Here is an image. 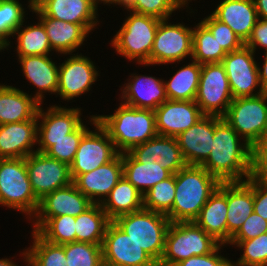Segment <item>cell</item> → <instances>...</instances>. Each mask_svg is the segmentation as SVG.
I'll return each mask as SVG.
<instances>
[{"mask_svg": "<svg viewBox=\"0 0 267 266\" xmlns=\"http://www.w3.org/2000/svg\"><path fill=\"white\" fill-rule=\"evenodd\" d=\"M253 155L254 148L224 118L214 116L212 149L201 166L220 182L245 181L253 175Z\"/></svg>", "mask_w": 267, "mask_h": 266, "instance_id": "6da1fadb", "label": "cell"}, {"mask_svg": "<svg viewBox=\"0 0 267 266\" xmlns=\"http://www.w3.org/2000/svg\"><path fill=\"white\" fill-rule=\"evenodd\" d=\"M174 175L175 200L166 216L171 222H193L221 182L197 165H186Z\"/></svg>", "mask_w": 267, "mask_h": 266, "instance_id": "7a4b0ae2", "label": "cell"}, {"mask_svg": "<svg viewBox=\"0 0 267 266\" xmlns=\"http://www.w3.org/2000/svg\"><path fill=\"white\" fill-rule=\"evenodd\" d=\"M96 118L119 153L129 152L134 146L158 135L155 112L150 109H138L120 103L114 114H96Z\"/></svg>", "mask_w": 267, "mask_h": 266, "instance_id": "3957f363", "label": "cell"}, {"mask_svg": "<svg viewBox=\"0 0 267 266\" xmlns=\"http://www.w3.org/2000/svg\"><path fill=\"white\" fill-rule=\"evenodd\" d=\"M121 28L111 40V45L117 54L129 61L150 66V55L153 48L155 34L160 20L129 11Z\"/></svg>", "mask_w": 267, "mask_h": 266, "instance_id": "277c9868", "label": "cell"}, {"mask_svg": "<svg viewBox=\"0 0 267 266\" xmlns=\"http://www.w3.org/2000/svg\"><path fill=\"white\" fill-rule=\"evenodd\" d=\"M113 222L157 263L160 262L164 253L166 233L171 223L165 214L143 208L119 216Z\"/></svg>", "mask_w": 267, "mask_h": 266, "instance_id": "5b68a950", "label": "cell"}, {"mask_svg": "<svg viewBox=\"0 0 267 266\" xmlns=\"http://www.w3.org/2000/svg\"><path fill=\"white\" fill-rule=\"evenodd\" d=\"M39 203L29 181L25 158H0V205L25 213L32 221Z\"/></svg>", "mask_w": 267, "mask_h": 266, "instance_id": "8992f818", "label": "cell"}, {"mask_svg": "<svg viewBox=\"0 0 267 266\" xmlns=\"http://www.w3.org/2000/svg\"><path fill=\"white\" fill-rule=\"evenodd\" d=\"M219 244L194 222H171L158 266H173L189 257L209 254Z\"/></svg>", "mask_w": 267, "mask_h": 266, "instance_id": "52a82bcc", "label": "cell"}, {"mask_svg": "<svg viewBox=\"0 0 267 266\" xmlns=\"http://www.w3.org/2000/svg\"><path fill=\"white\" fill-rule=\"evenodd\" d=\"M222 118L255 148L267 137V92L233 98Z\"/></svg>", "mask_w": 267, "mask_h": 266, "instance_id": "ba28073f", "label": "cell"}, {"mask_svg": "<svg viewBox=\"0 0 267 266\" xmlns=\"http://www.w3.org/2000/svg\"><path fill=\"white\" fill-rule=\"evenodd\" d=\"M233 100L228 77L221 63L203 64L195 102L204 115L223 117Z\"/></svg>", "mask_w": 267, "mask_h": 266, "instance_id": "9c48e42d", "label": "cell"}, {"mask_svg": "<svg viewBox=\"0 0 267 266\" xmlns=\"http://www.w3.org/2000/svg\"><path fill=\"white\" fill-rule=\"evenodd\" d=\"M89 120L95 130H89L80 141L74 161L70 165L72 180L112 161L119 154L108 133L97 122L96 115L90 116Z\"/></svg>", "mask_w": 267, "mask_h": 266, "instance_id": "30bf717a", "label": "cell"}, {"mask_svg": "<svg viewBox=\"0 0 267 266\" xmlns=\"http://www.w3.org/2000/svg\"><path fill=\"white\" fill-rule=\"evenodd\" d=\"M168 21L169 19L160 20L151 50L150 65L178 63L188 56L192 57L193 28Z\"/></svg>", "mask_w": 267, "mask_h": 266, "instance_id": "8fae6325", "label": "cell"}, {"mask_svg": "<svg viewBox=\"0 0 267 266\" xmlns=\"http://www.w3.org/2000/svg\"><path fill=\"white\" fill-rule=\"evenodd\" d=\"M254 57L255 53L244 45L239 50L227 53L222 59L221 64L228 77L233 98L253 97L264 93L259 80V65ZM256 89L259 90L255 91Z\"/></svg>", "mask_w": 267, "mask_h": 266, "instance_id": "7c38bea8", "label": "cell"}, {"mask_svg": "<svg viewBox=\"0 0 267 266\" xmlns=\"http://www.w3.org/2000/svg\"><path fill=\"white\" fill-rule=\"evenodd\" d=\"M25 163L32 190L39 200L73 182L70 166L46 153L36 151L25 158Z\"/></svg>", "mask_w": 267, "mask_h": 266, "instance_id": "4fadbf2b", "label": "cell"}, {"mask_svg": "<svg viewBox=\"0 0 267 266\" xmlns=\"http://www.w3.org/2000/svg\"><path fill=\"white\" fill-rule=\"evenodd\" d=\"M104 266H158V263L111 221L102 243Z\"/></svg>", "mask_w": 267, "mask_h": 266, "instance_id": "5bb4252c", "label": "cell"}, {"mask_svg": "<svg viewBox=\"0 0 267 266\" xmlns=\"http://www.w3.org/2000/svg\"><path fill=\"white\" fill-rule=\"evenodd\" d=\"M71 55L59 65L57 95L65 101L89 92L99 75L90 58L82 53Z\"/></svg>", "mask_w": 267, "mask_h": 266, "instance_id": "9a60e30c", "label": "cell"}, {"mask_svg": "<svg viewBox=\"0 0 267 266\" xmlns=\"http://www.w3.org/2000/svg\"><path fill=\"white\" fill-rule=\"evenodd\" d=\"M93 203L84 196L72 182L56 189L40 199L32 231H38L51 217L71 215L77 217Z\"/></svg>", "mask_w": 267, "mask_h": 266, "instance_id": "2e32d148", "label": "cell"}, {"mask_svg": "<svg viewBox=\"0 0 267 266\" xmlns=\"http://www.w3.org/2000/svg\"><path fill=\"white\" fill-rule=\"evenodd\" d=\"M154 112L158 135L175 138L204 116L195 101L185 100L167 99Z\"/></svg>", "mask_w": 267, "mask_h": 266, "instance_id": "e0dca14e", "label": "cell"}, {"mask_svg": "<svg viewBox=\"0 0 267 266\" xmlns=\"http://www.w3.org/2000/svg\"><path fill=\"white\" fill-rule=\"evenodd\" d=\"M122 177L123 160L119 153L112 161L78 175L73 183L93 204H101Z\"/></svg>", "mask_w": 267, "mask_h": 266, "instance_id": "ac0fdd59", "label": "cell"}, {"mask_svg": "<svg viewBox=\"0 0 267 266\" xmlns=\"http://www.w3.org/2000/svg\"><path fill=\"white\" fill-rule=\"evenodd\" d=\"M37 115L27 121L0 125V158H26L36 152Z\"/></svg>", "mask_w": 267, "mask_h": 266, "instance_id": "d6986e66", "label": "cell"}, {"mask_svg": "<svg viewBox=\"0 0 267 266\" xmlns=\"http://www.w3.org/2000/svg\"><path fill=\"white\" fill-rule=\"evenodd\" d=\"M127 82L120 89L121 103L127 106L155 111L167 100L163 79L135 73Z\"/></svg>", "mask_w": 267, "mask_h": 266, "instance_id": "ffe728a7", "label": "cell"}, {"mask_svg": "<svg viewBox=\"0 0 267 266\" xmlns=\"http://www.w3.org/2000/svg\"><path fill=\"white\" fill-rule=\"evenodd\" d=\"M129 153L137 161L159 163L171 174L187 165L175 137L156 135L149 141L134 146Z\"/></svg>", "mask_w": 267, "mask_h": 266, "instance_id": "44dd1931", "label": "cell"}, {"mask_svg": "<svg viewBox=\"0 0 267 266\" xmlns=\"http://www.w3.org/2000/svg\"><path fill=\"white\" fill-rule=\"evenodd\" d=\"M214 137V116L204 115L176 137L187 165L201 166L210 155Z\"/></svg>", "mask_w": 267, "mask_h": 266, "instance_id": "7402d4cb", "label": "cell"}, {"mask_svg": "<svg viewBox=\"0 0 267 266\" xmlns=\"http://www.w3.org/2000/svg\"><path fill=\"white\" fill-rule=\"evenodd\" d=\"M37 7L47 17L79 24L88 33L99 24L98 8L92 0H43Z\"/></svg>", "mask_w": 267, "mask_h": 266, "instance_id": "603a6c76", "label": "cell"}, {"mask_svg": "<svg viewBox=\"0 0 267 266\" xmlns=\"http://www.w3.org/2000/svg\"><path fill=\"white\" fill-rule=\"evenodd\" d=\"M227 244L253 213L254 176L245 181L227 182Z\"/></svg>", "mask_w": 267, "mask_h": 266, "instance_id": "cb8c5ba5", "label": "cell"}, {"mask_svg": "<svg viewBox=\"0 0 267 266\" xmlns=\"http://www.w3.org/2000/svg\"><path fill=\"white\" fill-rule=\"evenodd\" d=\"M41 106L42 104L37 112V140H60L73 132L83 121L80 108L52 105L44 112Z\"/></svg>", "mask_w": 267, "mask_h": 266, "instance_id": "d4e9b609", "label": "cell"}, {"mask_svg": "<svg viewBox=\"0 0 267 266\" xmlns=\"http://www.w3.org/2000/svg\"><path fill=\"white\" fill-rule=\"evenodd\" d=\"M211 14L231 28L244 44L259 19L254 0H223Z\"/></svg>", "mask_w": 267, "mask_h": 266, "instance_id": "484cf974", "label": "cell"}, {"mask_svg": "<svg viewBox=\"0 0 267 266\" xmlns=\"http://www.w3.org/2000/svg\"><path fill=\"white\" fill-rule=\"evenodd\" d=\"M227 182H221L193 221L220 244L227 245Z\"/></svg>", "mask_w": 267, "mask_h": 266, "instance_id": "4316f807", "label": "cell"}, {"mask_svg": "<svg viewBox=\"0 0 267 266\" xmlns=\"http://www.w3.org/2000/svg\"><path fill=\"white\" fill-rule=\"evenodd\" d=\"M44 26L51 49L56 53L71 55L83 45L89 33L79 24L47 17L38 7L32 8Z\"/></svg>", "mask_w": 267, "mask_h": 266, "instance_id": "83f0119b", "label": "cell"}, {"mask_svg": "<svg viewBox=\"0 0 267 266\" xmlns=\"http://www.w3.org/2000/svg\"><path fill=\"white\" fill-rule=\"evenodd\" d=\"M25 79L38 89L33 96L39 104L45 97L43 93L57 94L59 66L50 55L18 57Z\"/></svg>", "mask_w": 267, "mask_h": 266, "instance_id": "f1b7e54d", "label": "cell"}, {"mask_svg": "<svg viewBox=\"0 0 267 266\" xmlns=\"http://www.w3.org/2000/svg\"><path fill=\"white\" fill-rule=\"evenodd\" d=\"M39 106L32 95L0 83V125L31 120Z\"/></svg>", "mask_w": 267, "mask_h": 266, "instance_id": "f546056e", "label": "cell"}, {"mask_svg": "<svg viewBox=\"0 0 267 266\" xmlns=\"http://www.w3.org/2000/svg\"><path fill=\"white\" fill-rule=\"evenodd\" d=\"M123 176L142 194L172 174L159 163L137 161L129 152L122 153Z\"/></svg>", "mask_w": 267, "mask_h": 266, "instance_id": "4dcf8cb0", "label": "cell"}, {"mask_svg": "<svg viewBox=\"0 0 267 266\" xmlns=\"http://www.w3.org/2000/svg\"><path fill=\"white\" fill-rule=\"evenodd\" d=\"M100 205L113 221L143 209V194L123 176Z\"/></svg>", "mask_w": 267, "mask_h": 266, "instance_id": "1f68e13d", "label": "cell"}, {"mask_svg": "<svg viewBox=\"0 0 267 266\" xmlns=\"http://www.w3.org/2000/svg\"><path fill=\"white\" fill-rule=\"evenodd\" d=\"M183 65L168 81L164 80L165 92L169 100L194 101L202 65L196 61Z\"/></svg>", "mask_w": 267, "mask_h": 266, "instance_id": "d6a6232c", "label": "cell"}, {"mask_svg": "<svg viewBox=\"0 0 267 266\" xmlns=\"http://www.w3.org/2000/svg\"><path fill=\"white\" fill-rule=\"evenodd\" d=\"M111 220L100 204H92L76 217V241L102 244Z\"/></svg>", "mask_w": 267, "mask_h": 266, "instance_id": "836d02e7", "label": "cell"}, {"mask_svg": "<svg viewBox=\"0 0 267 266\" xmlns=\"http://www.w3.org/2000/svg\"><path fill=\"white\" fill-rule=\"evenodd\" d=\"M83 123L60 140H37L38 148L36 150L70 166L74 161L82 137L89 131V128Z\"/></svg>", "mask_w": 267, "mask_h": 266, "instance_id": "e575fe53", "label": "cell"}, {"mask_svg": "<svg viewBox=\"0 0 267 266\" xmlns=\"http://www.w3.org/2000/svg\"><path fill=\"white\" fill-rule=\"evenodd\" d=\"M23 25L14 32V35H17V48L15 49L18 57L49 55L53 50L43 24L38 21L32 26L25 25L23 28Z\"/></svg>", "mask_w": 267, "mask_h": 266, "instance_id": "d590c367", "label": "cell"}, {"mask_svg": "<svg viewBox=\"0 0 267 266\" xmlns=\"http://www.w3.org/2000/svg\"><path fill=\"white\" fill-rule=\"evenodd\" d=\"M226 55L212 33L201 22L193 27V61L201 65L221 63Z\"/></svg>", "mask_w": 267, "mask_h": 266, "instance_id": "8d00e7d4", "label": "cell"}, {"mask_svg": "<svg viewBox=\"0 0 267 266\" xmlns=\"http://www.w3.org/2000/svg\"><path fill=\"white\" fill-rule=\"evenodd\" d=\"M32 245L26 249L30 266H68L64 244H54L45 240L37 231H31Z\"/></svg>", "mask_w": 267, "mask_h": 266, "instance_id": "74e56055", "label": "cell"}, {"mask_svg": "<svg viewBox=\"0 0 267 266\" xmlns=\"http://www.w3.org/2000/svg\"><path fill=\"white\" fill-rule=\"evenodd\" d=\"M175 200V175L162 180L143 194V208L167 215Z\"/></svg>", "mask_w": 267, "mask_h": 266, "instance_id": "f35d334b", "label": "cell"}, {"mask_svg": "<svg viewBox=\"0 0 267 266\" xmlns=\"http://www.w3.org/2000/svg\"><path fill=\"white\" fill-rule=\"evenodd\" d=\"M76 217L62 215L51 217L37 232L54 244H66L76 241Z\"/></svg>", "mask_w": 267, "mask_h": 266, "instance_id": "ab89813d", "label": "cell"}, {"mask_svg": "<svg viewBox=\"0 0 267 266\" xmlns=\"http://www.w3.org/2000/svg\"><path fill=\"white\" fill-rule=\"evenodd\" d=\"M64 252L68 266H104L102 244L75 241L64 244Z\"/></svg>", "mask_w": 267, "mask_h": 266, "instance_id": "60d3db41", "label": "cell"}, {"mask_svg": "<svg viewBox=\"0 0 267 266\" xmlns=\"http://www.w3.org/2000/svg\"><path fill=\"white\" fill-rule=\"evenodd\" d=\"M228 244L243 251L237 261H232V266H267V232L253 239L230 241Z\"/></svg>", "mask_w": 267, "mask_h": 266, "instance_id": "b9f144b4", "label": "cell"}, {"mask_svg": "<svg viewBox=\"0 0 267 266\" xmlns=\"http://www.w3.org/2000/svg\"><path fill=\"white\" fill-rule=\"evenodd\" d=\"M24 6L19 0H0V36L10 46L9 37H14V32L25 21Z\"/></svg>", "mask_w": 267, "mask_h": 266, "instance_id": "7bdbcfd3", "label": "cell"}, {"mask_svg": "<svg viewBox=\"0 0 267 266\" xmlns=\"http://www.w3.org/2000/svg\"><path fill=\"white\" fill-rule=\"evenodd\" d=\"M183 8L177 0H128L125 9L138 14L155 17L159 20L169 19L178 9Z\"/></svg>", "mask_w": 267, "mask_h": 266, "instance_id": "ee69618b", "label": "cell"}, {"mask_svg": "<svg viewBox=\"0 0 267 266\" xmlns=\"http://www.w3.org/2000/svg\"><path fill=\"white\" fill-rule=\"evenodd\" d=\"M201 23L212 33L226 53L239 50L245 45L231 28L217 20L212 14L201 20Z\"/></svg>", "mask_w": 267, "mask_h": 266, "instance_id": "f6af8a7d", "label": "cell"}, {"mask_svg": "<svg viewBox=\"0 0 267 266\" xmlns=\"http://www.w3.org/2000/svg\"><path fill=\"white\" fill-rule=\"evenodd\" d=\"M267 232V220L253 211L242 224L238 232L230 241H244L253 239Z\"/></svg>", "mask_w": 267, "mask_h": 266, "instance_id": "bcb514c9", "label": "cell"}, {"mask_svg": "<svg viewBox=\"0 0 267 266\" xmlns=\"http://www.w3.org/2000/svg\"><path fill=\"white\" fill-rule=\"evenodd\" d=\"M225 244H219L211 253L192 256L177 262L173 266H232V261L227 257L221 256L219 251Z\"/></svg>", "mask_w": 267, "mask_h": 266, "instance_id": "7dc6e473", "label": "cell"}, {"mask_svg": "<svg viewBox=\"0 0 267 266\" xmlns=\"http://www.w3.org/2000/svg\"><path fill=\"white\" fill-rule=\"evenodd\" d=\"M253 176L267 182V137L254 148Z\"/></svg>", "mask_w": 267, "mask_h": 266, "instance_id": "c3c4849f", "label": "cell"}, {"mask_svg": "<svg viewBox=\"0 0 267 266\" xmlns=\"http://www.w3.org/2000/svg\"><path fill=\"white\" fill-rule=\"evenodd\" d=\"M245 46L254 53L259 46L267 52V19H258Z\"/></svg>", "mask_w": 267, "mask_h": 266, "instance_id": "681fc988", "label": "cell"}, {"mask_svg": "<svg viewBox=\"0 0 267 266\" xmlns=\"http://www.w3.org/2000/svg\"><path fill=\"white\" fill-rule=\"evenodd\" d=\"M253 211L267 220V182L254 176Z\"/></svg>", "mask_w": 267, "mask_h": 266, "instance_id": "f907efd6", "label": "cell"}, {"mask_svg": "<svg viewBox=\"0 0 267 266\" xmlns=\"http://www.w3.org/2000/svg\"><path fill=\"white\" fill-rule=\"evenodd\" d=\"M264 62L262 68L258 66L259 80L264 92H267V52H264Z\"/></svg>", "mask_w": 267, "mask_h": 266, "instance_id": "816d5d0a", "label": "cell"}, {"mask_svg": "<svg viewBox=\"0 0 267 266\" xmlns=\"http://www.w3.org/2000/svg\"><path fill=\"white\" fill-rule=\"evenodd\" d=\"M259 19H267V0H254Z\"/></svg>", "mask_w": 267, "mask_h": 266, "instance_id": "f5cc1de1", "label": "cell"}, {"mask_svg": "<svg viewBox=\"0 0 267 266\" xmlns=\"http://www.w3.org/2000/svg\"><path fill=\"white\" fill-rule=\"evenodd\" d=\"M22 253H23L22 256L24 255L23 259H24L25 263H27L26 266H30L26 249ZM0 266H18V265H16L10 258L9 259L8 258H2V259H0Z\"/></svg>", "mask_w": 267, "mask_h": 266, "instance_id": "db71d44e", "label": "cell"}, {"mask_svg": "<svg viewBox=\"0 0 267 266\" xmlns=\"http://www.w3.org/2000/svg\"><path fill=\"white\" fill-rule=\"evenodd\" d=\"M99 2L103 3V4H115V5H121L124 6L127 4L128 0H96V6L98 7Z\"/></svg>", "mask_w": 267, "mask_h": 266, "instance_id": "11a10c76", "label": "cell"}, {"mask_svg": "<svg viewBox=\"0 0 267 266\" xmlns=\"http://www.w3.org/2000/svg\"><path fill=\"white\" fill-rule=\"evenodd\" d=\"M43 0H28V7H29V10L31 11L32 8H35L37 7Z\"/></svg>", "mask_w": 267, "mask_h": 266, "instance_id": "9f6ffc18", "label": "cell"}, {"mask_svg": "<svg viewBox=\"0 0 267 266\" xmlns=\"http://www.w3.org/2000/svg\"><path fill=\"white\" fill-rule=\"evenodd\" d=\"M8 47H9V43L0 36V51L1 50L4 51L5 49H8Z\"/></svg>", "mask_w": 267, "mask_h": 266, "instance_id": "6f0895ef", "label": "cell"}, {"mask_svg": "<svg viewBox=\"0 0 267 266\" xmlns=\"http://www.w3.org/2000/svg\"><path fill=\"white\" fill-rule=\"evenodd\" d=\"M188 1H191V0H177V2L183 7V9H184L185 6L186 7L188 6V4H187Z\"/></svg>", "mask_w": 267, "mask_h": 266, "instance_id": "680465c9", "label": "cell"}]
</instances>
